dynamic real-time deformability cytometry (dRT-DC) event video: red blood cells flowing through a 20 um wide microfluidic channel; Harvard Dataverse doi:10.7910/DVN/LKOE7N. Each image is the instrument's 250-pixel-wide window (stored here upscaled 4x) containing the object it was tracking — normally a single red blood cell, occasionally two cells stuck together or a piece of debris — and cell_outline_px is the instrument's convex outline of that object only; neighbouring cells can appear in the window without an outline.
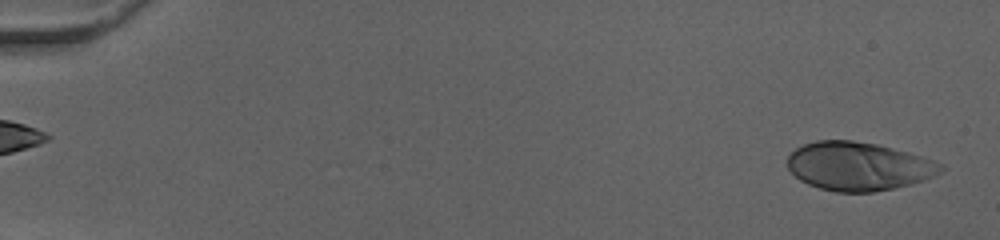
{"species": "human", "species_latin": "Homo sapiens", "temperature_condition": "cold", "stored_images_in_passage": 52, "camera_frame_rate_fps": 3000, "um_per_image_px": 0.085, "donor": {"sex": "female"}, "frame": {"image": 1, "passage_image": 3, "time_ms": 0.667, "image_size_px": [1000, 240], "cell_outline_px": [[900, 184], [888, 188], [868, 192], [840, 192], [824, 188], [812, 184], [796, 176], [792, 172], [788, 164], [788, 156], [792, 152], [808, 144], [824, 140], [848, 140], [872, 144], [884, 148], [892, 152]], "centroid_in_image_um": [71.83, 14.11], "position_along_channel_um": 13.2, "area_um2": 33.29}}
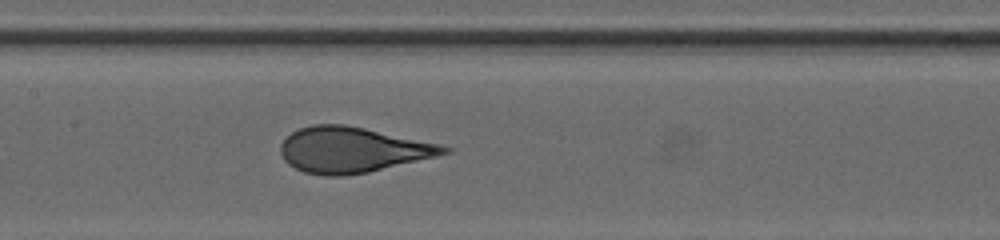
{"frame": {"image": 2, "passage_image": 27, "time_ms": 8.667, "image_size_px": [1000, 240], "cell_outline_px": [[448, 148], [444, 152], [364, 172], [308, 172], [296, 168], [284, 156], [284, 140], [292, 132], [300, 128], [320, 124], [336, 124], [360, 128]], "centroid_in_image_um": [29.8, 12.68], "position_along_channel_um": 177.6, "area_um2": 38.84}}
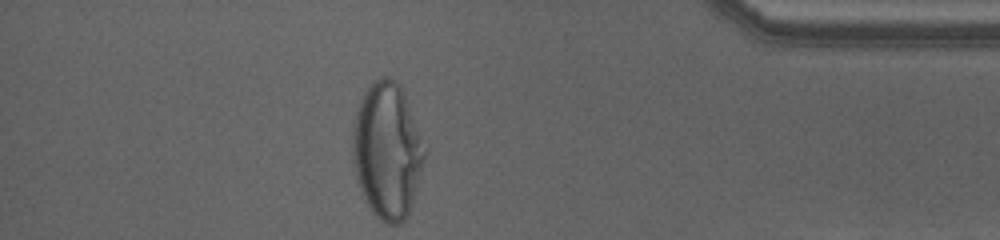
{"frame": {"image": 3, "passage_image": 46, "time_ms": 15.0, "image_size_px": [1000, 240], "cell_outline_px": [[416, 164], [404, 212], [396, 220], [388, 220], [380, 216], [376, 212], [368, 200], [360, 176], [356, 152], [356, 136], [360, 112], [364, 100], [372, 88], [376, 84], [384, 80], [400, 100]], "centroid_in_image_um": [32.7, 12.94], "position_along_channel_um": 402.5, "area_um2": 42.83}}